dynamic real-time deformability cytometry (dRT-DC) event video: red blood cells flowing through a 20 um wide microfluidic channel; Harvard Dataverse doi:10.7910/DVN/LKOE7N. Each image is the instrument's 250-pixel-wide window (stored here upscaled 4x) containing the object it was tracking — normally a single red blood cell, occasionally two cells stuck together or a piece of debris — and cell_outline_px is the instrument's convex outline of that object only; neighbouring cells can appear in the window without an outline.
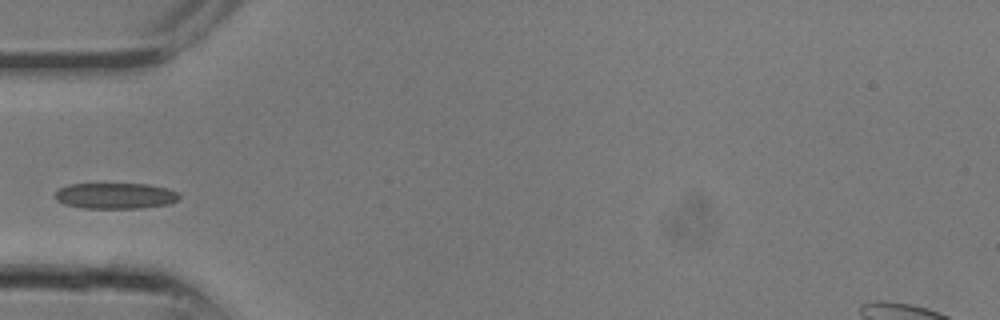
{"species": "common noctule bat (a hibernating species)", "species_latin": "Nyctalus noctula", "temperature_condition": "room temperature", "stored_images_in_passage": 5, "camera_frame_rate_fps": 3000, "um_per_image_px": 0.085, "animal": {"sex": "male", "body_mass_g": 13.3}, "frame": {"image": 1, "passage_image": 1, "time_ms": 0.0, "image_size_px": [1000, 320], "cell_outline_px": [[180, 196], [176, 200], [168, 204], [140, 208], [84, 208], [64, 204], [56, 200], [56, 192], [60, 188], [68, 184], [148, 184], [168, 188], [176, 192]], "centroid_in_image_um": [9.8, 16.64], "position_along_channel_um": 75.2, "area_um2": 18.61}}
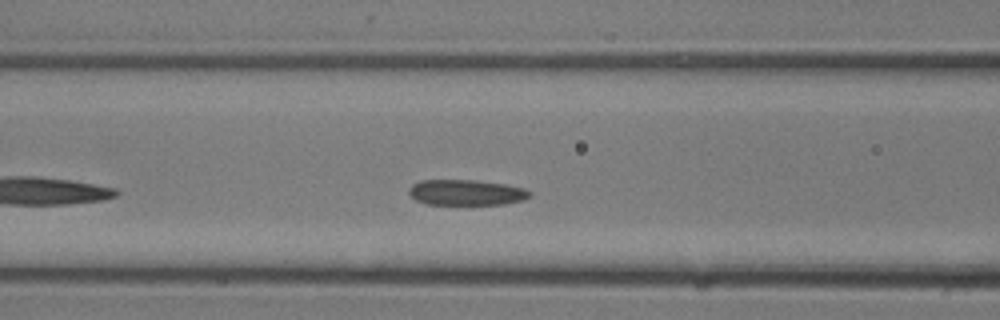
{"frame": {"image": 2, "passage_image": 3, "time_ms": 0.667, "image_size_px": [1000, 320], "cell_outline_px": [[532, 196], [524, 200], [504, 204], [428, 204], [416, 200], [408, 192], [408, 188], [412, 184], [420, 180], [476, 180], [504, 184], [524, 188], [532, 192]], "centroid_in_image_um": [39.65, 16.35], "position_along_channel_um": 127.0, "area_um2": 18.09}}
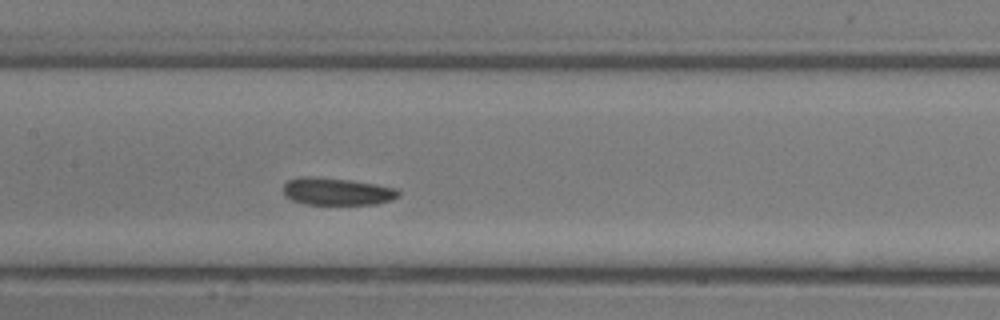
{"frame": {"image": 3, "passage_image": 5, "time_ms": 1.333, "image_size_px": [1000, 320], "cell_outline_px": [[400, 196], [392, 200], [376, 204], [304, 204], [292, 200], [284, 196], [284, 184], [288, 180], [300, 176], [316, 176], [352, 180], [376, 184], [396, 188], [400, 192]], "centroid_in_image_um": [28.64, 16.26], "position_along_channel_um": 178.8, "area_um2": 18.61}}